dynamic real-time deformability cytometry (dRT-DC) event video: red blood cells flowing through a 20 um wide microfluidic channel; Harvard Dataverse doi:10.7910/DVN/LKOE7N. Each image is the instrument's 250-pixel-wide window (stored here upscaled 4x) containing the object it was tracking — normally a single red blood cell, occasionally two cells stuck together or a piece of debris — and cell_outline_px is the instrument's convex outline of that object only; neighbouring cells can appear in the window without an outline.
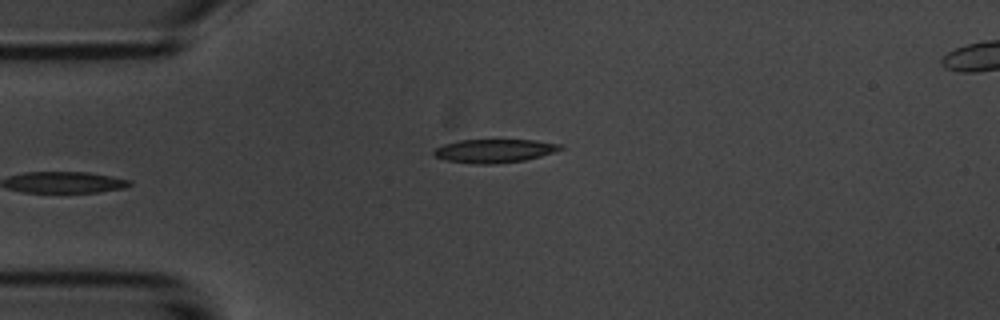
{"species": "common noctule bat (a hibernating species)", "species_latin": "Nyctalus noctula", "temperature_condition": "room temperature", "stored_images_in_passage": 6, "camera_frame_rate_fps": 3000, "um_per_image_px": 0.085, "animal": {"sex": "male", "body_mass_g": 20.1, "forearm_length_mm": 53.5}, "frame": {"image": 1, "passage_image": 6, "time_ms": 5.667, "image_size_px": [1000, 320], "cell_outline_px": [[564, 148], [540, 156], [524, 160], [492, 164], [476, 164], [444, 160], [436, 156], [432, 152], [436, 148], [444, 144], [460, 140], [532, 140], [564, 144]], "centroid_in_image_um": [42.02, 12.82], "position_along_channel_um": 43.0, "area_um2": 17.22}}